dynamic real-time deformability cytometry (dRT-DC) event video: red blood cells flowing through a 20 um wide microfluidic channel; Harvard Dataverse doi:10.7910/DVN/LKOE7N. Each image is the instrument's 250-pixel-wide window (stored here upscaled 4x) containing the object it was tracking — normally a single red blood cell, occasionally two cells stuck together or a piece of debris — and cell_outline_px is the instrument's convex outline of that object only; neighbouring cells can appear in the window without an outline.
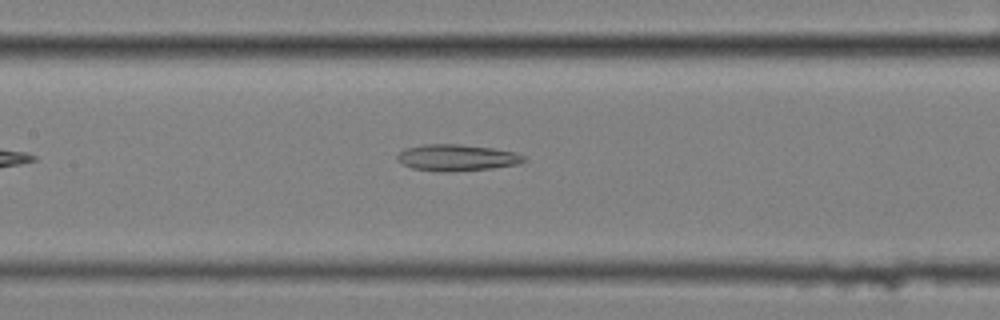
{"species": "common noctule bat (a hibernating species)", "species_latin": "Nyctalus noctula", "temperature_condition": "cold", "stored_images_in_passage": 48, "camera_frame_rate_fps": 3000, "um_per_image_px": 0.085, "animal": {"sex": "female", "body_mass_g": 25.1}, "frame": {"image": 1, "passage_image": 16, "time_ms": 5.0, "image_size_px": [1000, 320], "cell_outline_px": [[528, 160], [520, 164], [492, 168], [444, 172], [412, 168], [396, 160], [396, 156], [404, 148], [424, 144], [460, 144], [492, 148], [516, 152], [524, 156]], "centroid_in_image_um": [38.85, 13.39], "position_along_channel_um": 168.6, "area_um2": 19.59}}
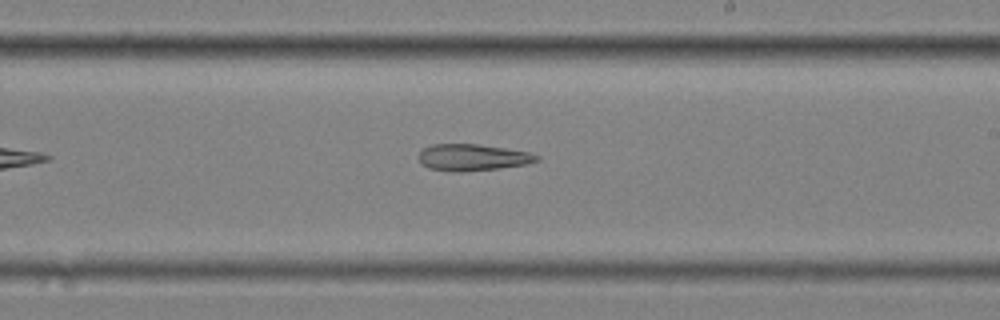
{"frame": {"image": 2, "passage_image": 23, "time_ms": 7.333, "image_size_px": [1000, 320], "cell_outline_px": [[540, 160], [524, 164], [496, 168], [464, 172], [452, 172], [428, 168], [420, 164], [416, 156], [424, 148], [432, 144], [476, 144], [504, 148], [528, 152], [540, 156]], "centroid_in_image_um": [40.09, 13.38], "position_along_channel_um": 248.9, "area_um2": 18.32}}
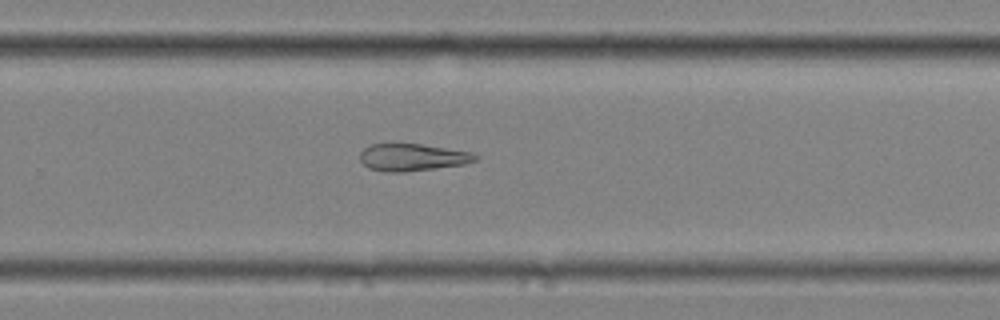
{"frame": {"image": 3, "passage_image": 27, "time_ms": 8.667, "image_size_px": [1000, 320], "cell_outline_px": [[480, 156], [476, 160], [464, 164], [400, 172], [388, 172], [368, 168], [360, 160], [360, 152], [364, 148], [372, 144], [420, 144], [472, 152]], "centroid_in_image_um": [35.05, 13.36], "position_along_channel_um": 294.8, "area_um2": 18.03}}